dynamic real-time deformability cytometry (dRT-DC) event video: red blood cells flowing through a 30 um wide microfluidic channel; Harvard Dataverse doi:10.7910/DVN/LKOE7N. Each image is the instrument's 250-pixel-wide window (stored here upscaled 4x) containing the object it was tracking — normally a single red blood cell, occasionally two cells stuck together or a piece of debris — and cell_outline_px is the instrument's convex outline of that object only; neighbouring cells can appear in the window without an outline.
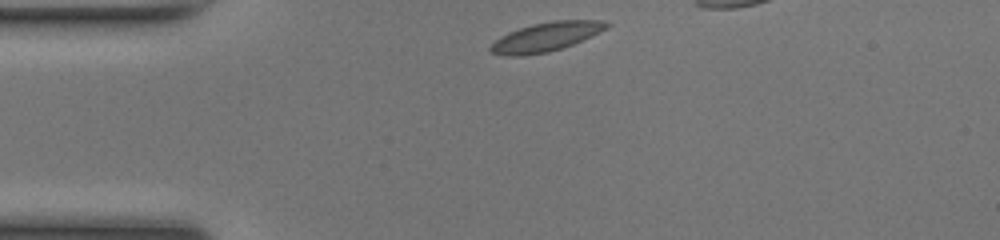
{"species": "common noctule bat (a hibernating species)", "species_latin": "Nyctalus noctula", "temperature_condition": "room temperature", "stored_images_in_passage": 31, "camera_frame_rate_fps": 3000, "um_per_image_px": 0.085, "animal": {"sex": "female", "body_mass_g": 17.0, "forearm_length_mm": 48.0}, "frame": {"image": 1, "passage_image": 1, "time_ms": 0.0, "image_size_px": [1000, 240], "cell_outline_px": [[612, 24], [608, 28], [592, 36], [572, 44], [548, 52], [520, 56], [504, 56], [492, 52], [488, 48], [500, 36], [508, 32], [532, 24], [552, 20], [604, 20]], "centroid_in_image_um": [46.43, 3.12], "position_along_channel_um": 38.6, "area_um2": 19.65}}
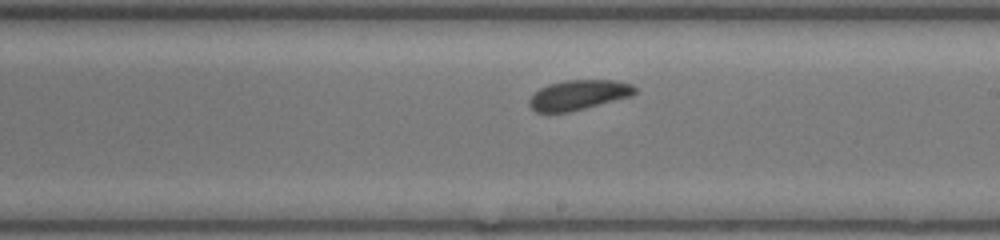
{"frame": {"image": 2, "passage_image": 18, "time_ms": 5.667, "image_size_px": [1000, 240], "cell_outline_px": [[636, 92], [632, 96], [568, 112], [536, 112], [528, 104], [528, 100], [540, 88], [548, 84], [564, 80], [616, 80], [632, 84], [636, 88]], "centroid_in_image_um": [49.19, 8.06], "position_along_channel_um": 239.8, "area_um2": 18.32}}
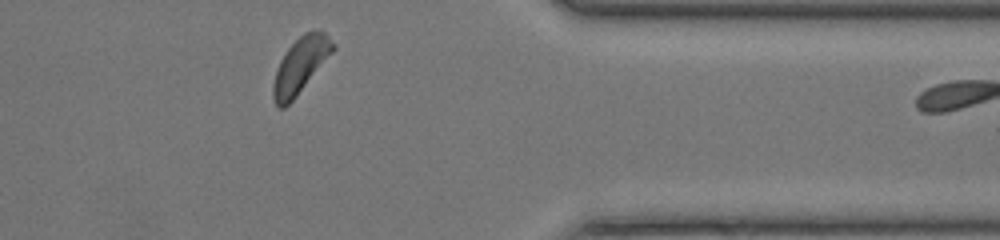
{"frame": {"image": 3, "passage_image": 30, "time_ms": 9.667, "image_size_px": [1000, 240], "cell_outline_px": [[336, 48], [296, 96], [284, 108], [280, 108], [276, 104], [272, 96], [272, 84], [280, 60], [288, 48], [304, 32], [312, 28], [324, 32], [336, 44]], "centroid_in_image_um": [25.54, 5.52], "position_along_channel_um": 385.9, "area_um2": 19.19}}